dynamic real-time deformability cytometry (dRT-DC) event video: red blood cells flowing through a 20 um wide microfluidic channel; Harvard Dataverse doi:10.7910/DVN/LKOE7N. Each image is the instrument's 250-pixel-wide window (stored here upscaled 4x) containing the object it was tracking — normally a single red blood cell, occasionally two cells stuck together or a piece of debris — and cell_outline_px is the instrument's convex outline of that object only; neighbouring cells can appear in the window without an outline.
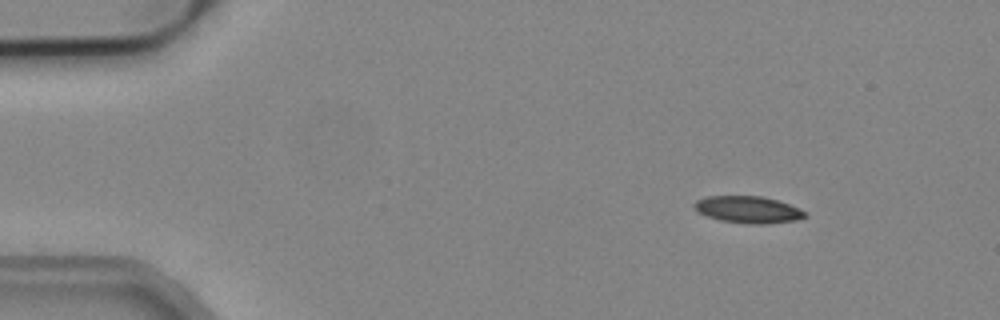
{"species": "common noctule bat (a hibernating species)", "species_latin": "Nyctalus noctula", "temperature_condition": "cold", "stored_images_in_passage": 4, "camera_frame_rate_fps": 3000, "um_per_image_px": 0.085, "animal": {"sex": "male", "body_mass_g": 19.2, "forearm_length_mm": 51.8}, "frame": {"image": 1, "passage_image": 1, "time_ms": 0.0, "image_size_px": [1000, 320], "cell_outline_px": [[808, 216], [796, 220], [768, 224], [752, 224], [720, 220], [708, 216], [700, 212], [692, 204], [696, 200], [708, 196], [760, 196], [776, 200], [788, 204], [808, 212]], "centroid_in_image_um": [63.62, 17.82], "position_along_channel_um": 21.4, "area_um2": 17.22}}
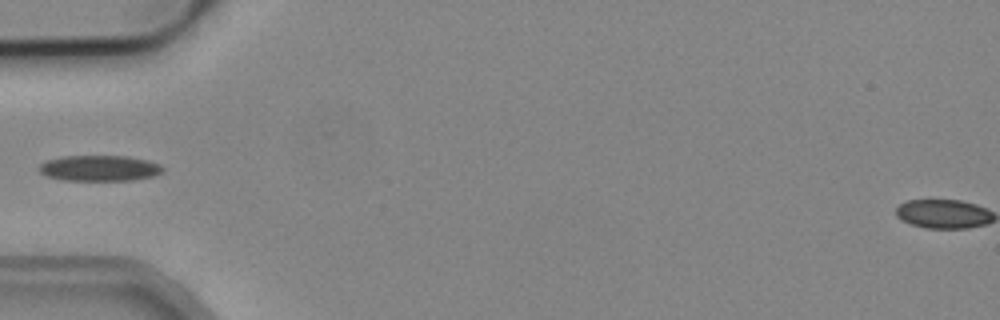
{"frame": {"image": 2, "passage_image": 4, "time_ms": 1.0, "image_size_px": [1000, 320], "cell_outline_px": [[164, 172], [152, 176], [132, 180], [64, 180], [48, 176], [40, 172], [40, 164], [48, 160], [64, 156], [128, 156], [148, 160], [160, 164], [164, 168]], "centroid_in_image_um": [8.51, 14.29], "position_along_channel_um": 76.5, "area_um2": 18.44}}